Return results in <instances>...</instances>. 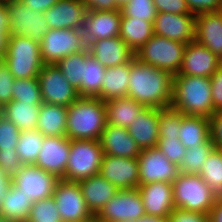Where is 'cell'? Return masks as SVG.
I'll return each mask as SVG.
<instances>
[{
	"mask_svg": "<svg viewBox=\"0 0 222 222\" xmlns=\"http://www.w3.org/2000/svg\"><path fill=\"white\" fill-rule=\"evenodd\" d=\"M105 72L106 68L90 53L84 61L83 77L77 89L79 97L100 98Z\"/></svg>",
	"mask_w": 222,
	"mask_h": 222,
	"instance_id": "cell-34",
	"label": "cell"
},
{
	"mask_svg": "<svg viewBox=\"0 0 222 222\" xmlns=\"http://www.w3.org/2000/svg\"><path fill=\"white\" fill-rule=\"evenodd\" d=\"M16 151L17 150H0V171L10 179L24 165Z\"/></svg>",
	"mask_w": 222,
	"mask_h": 222,
	"instance_id": "cell-46",
	"label": "cell"
},
{
	"mask_svg": "<svg viewBox=\"0 0 222 222\" xmlns=\"http://www.w3.org/2000/svg\"><path fill=\"white\" fill-rule=\"evenodd\" d=\"M87 8L81 0H58L44 12L49 29H83Z\"/></svg>",
	"mask_w": 222,
	"mask_h": 222,
	"instance_id": "cell-21",
	"label": "cell"
},
{
	"mask_svg": "<svg viewBox=\"0 0 222 222\" xmlns=\"http://www.w3.org/2000/svg\"><path fill=\"white\" fill-rule=\"evenodd\" d=\"M158 124L159 109L145 108L128 127V133L141 150L156 147L159 140Z\"/></svg>",
	"mask_w": 222,
	"mask_h": 222,
	"instance_id": "cell-25",
	"label": "cell"
},
{
	"mask_svg": "<svg viewBox=\"0 0 222 222\" xmlns=\"http://www.w3.org/2000/svg\"><path fill=\"white\" fill-rule=\"evenodd\" d=\"M86 48L82 29H49L40 41L41 59L44 64H56L64 57Z\"/></svg>",
	"mask_w": 222,
	"mask_h": 222,
	"instance_id": "cell-8",
	"label": "cell"
},
{
	"mask_svg": "<svg viewBox=\"0 0 222 222\" xmlns=\"http://www.w3.org/2000/svg\"><path fill=\"white\" fill-rule=\"evenodd\" d=\"M59 178L34 164L23 165L11 178V184L33 202L53 196Z\"/></svg>",
	"mask_w": 222,
	"mask_h": 222,
	"instance_id": "cell-13",
	"label": "cell"
},
{
	"mask_svg": "<svg viewBox=\"0 0 222 222\" xmlns=\"http://www.w3.org/2000/svg\"><path fill=\"white\" fill-rule=\"evenodd\" d=\"M11 179L5 175H3L0 171V202L3 200L4 195L10 186Z\"/></svg>",
	"mask_w": 222,
	"mask_h": 222,
	"instance_id": "cell-56",
	"label": "cell"
},
{
	"mask_svg": "<svg viewBox=\"0 0 222 222\" xmlns=\"http://www.w3.org/2000/svg\"><path fill=\"white\" fill-rule=\"evenodd\" d=\"M138 191L144 204L146 216L168 219L175 209L172 183L160 181L139 184Z\"/></svg>",
	"mask_w": 222,
	"mask_h": 222,
	"instance_id": "cell-20",
	"label": "cell"
},
{
	"mask_svg": "<svg viewBox=\"0 0 222 222\" xmlns=\"http://www.w3.org/2000/svg\"><path fill=\"white\" fill-rule=\"evenodd\" d=\"M0 31L9 32L6 1H0Z\"/></svg>",
	"mask_w": 222,
	"mask_h": 222,
	"instance_id": "cell-55",
	"label": "cell"
},
{
	"mask_svg": "<svg viewBox=\"0 0 222 222\" xmlns=\"http://www.w3.org/2000/svg\"><path fill=\"white\" fill-rule=\"evenodd\" d=\"M121 17V9L87 11L82 29L87 47L93 41L119 36Z\"/></svg>",
	"mask_w": 222,
	"mask_h": 222,
	"instance_id": "cell-19",
	"label": "cell"
},
{
	"mask_svg": "<svg viewBox=\"0 0 222 222\" xmlns=\"http://www.w3.org/2000/svg\"><path fill=\"white\" fill-rule=\"evenodd\" d=\"M209 120L211 141L215 148L222 149V111L215 112Z\"/></svg>",
	"mask_w": 222,
	"mask_h": 222,
	"instance_id": "cell-51",
	"label": "cell"
},
{
	"mask_svg": "<svg viewBox=\"0 0 222 222\" xmlns=\"http://www.w3.org/2000/svg\"><path fill=\"white\" fill-rule=\"evenodd\" d=\"M214 149L215 147L211 138H209L204 144L187 149L182 162L179 165V173L191 175L199 174L203 163Z\"/></svg>",
	"mask_w": 222,
	"mask_h": 222,
	"instance_id": "cell-37",
	"label": "cell"
},
{
	"mask_svg": "<svg viewBox=\"0 0 222 222\" xmlns=\"http://www.w3.org/2000/svg\"><path fill=\"white\" fill-rule=\"evenodd\" d=\"M89 54L90 51L87 47L85 50L66 56L56 63L64 77L76 90L80 87L84 72V61Z\"/></svg>",
	"mask_w": 222,
	"mask_h": 222,
	"instance_id": "cell-38",
	"label": "cell"
},
{
	"mask_svg": "<svg viewBox=\"0 0 222 222\" xmlns=\"http://www.w3.org/2000/svg\"><path fill=\"white\" fill-rule=\"evenodd\" d=\"M87 11H114L121 9L116 0H81Z\"/></svg>",
	"mask_w": 222,
	"mask_h": 222,
	"instance_id": "cell-52",
	"label": "cell"
},
{
	"mask_svg": "<svg viewBox=\"0 0 222 222\" xmlns=\"http://www.w3.org/2000/svg\"><path fill=\"white\" fill-rule=\"evenodd\" d=\"M40 105L11 100L2 106V115L20 131L36 129Z\"/></svg>",
	"mask_w": 222,
	"mask_h": 222,
	"instance_id": "cell-32",
	"label": "cell"
},
{
	"mask_svg": "<svg viewBox=\"0 0 222 222\" xmlns=\"http://www.w3.org/2000/svg\"><path fill=\"white\" fill-rule=\"evenodd\" d=\"M37 78L44 103L68 107L79 98L56 64H44Z\"/></svg>",
	"mask_w": 222,
	"mask_h": 222,
	"instance_id": "cell-12",
	"label": "cell"
},
{
	"mask_svg": "<svg viewBox=\"0 0 222 222\" xmlns=\"http://www.w3.org/2000/svg\"><path fill=\"white\" fill-rule=\"evenodd\" d=\"M167 222H209V216L175 208L168 216Z\"/></svg>",
	"mask_w": 222,
	"mask_h": 222,
	"instance_id": "cell-49",
	"label": "cell"
},
{
	"mask_svg": "<svg viewBox=\"0 0 222 222\" xmlns=\"http://www.w3.org/2000/svg\"><path fill=\"white\" fill-rule=\"evenodd\" d=\"M20 1L23 2L26 6H28L29 9L42 13L47 11L49 8H51L58 2V0H20Z\"/></svg>",
	"mask_w": 222,
	"mask_h": 222,
	"instance_id": "cell-53",
	"label": "cell"
},
{
	"mask_svg": "<svg viewBox=\"0 0 222 222\" xmlns=\"http://www.w3.org/2000/svg\"><path fill=\"white\" fill-rule=\"evenodd\" d=\"M130 62L106 68L100 99L104 102L128 96Z\"/></svg>",
	"mask_w": 222,
	"mask_h": 222,
	"instance_id": "cell-29",
	"label": "cell"
},
{
	"mask_svg": "<svg viewBox=\"0 0 222 222\" xmlns=\"http://www.w3.org/2000/svg\"><path fill=\"white\" fill-rule=\"evenodd\" d=\"M144 216L142 198L138 188H134L118 190L95 217L102 222H134Z\"/></svg>",
	"mask_w": 222,
	"mask_h": 222,
	"instance_id": "cell-11",
	"label": "cell"
},
{
	"mask_svg": "<svg viewBox=\"0 0 222 222\" xmlns=\"http://www.w3.org/2000/svg\"><path fill=\"white\" fill-rule=\"evenodd\" d=\"M43 140L44 135L36 129L21 131L16 152L24 165L35 164L41 151Z\"/></svg>",
	"mask_w": 222,
	"mask_h": 222,
	"instance_id": "cell-35",
	"label": "cell"
},
{
	"mask_svg": "<svg viewBox=\"0 0 222 222\" xmlns=\"http://www.w3.org/2000/svg\"><path fill=\"white\" fill-rule=\"evenodd\" d=\"M189 10L195 16L222 10V0H185Z\"/></svg>",
	"mask_w": 222,
	"mask_h": 222,
	"instance_id": "cell-47",
	"label": "cell"
},
{
	"mask_svg": "<svg viewBox=\"0 0 222 222\" xmlns=\"http://www.w3.org/2000/svg\"><path fill=\"white\" fill-rule=\"evenodd\" d=\"M170 107L184 115L210 118L215 113L210 77L174 75Z\"/></svg>",
	"mask_w": 222,
	"mask_h": 222,
	"instance_id": "cell-2",
	"label": "cell"
},
{
	"mask_svg": "<svg viewBox=\"0 0 222 222\" xmlns=\"http://www.w3.org/2000/svg\"><path fill=\"white\" fill-rule=\"evenodd\" d=\"M105 106L107 124L126 129L146 108L129 96L108 100L105 102Z\"/></svg>",
	"mask_w": 222,
	"mask_h": 222,
	"instance_id": "cell-27",
	"label": "cell"
},
{
	"mask_svg": "<svg viewBox=\"0 0 222 222\" xmlns=\"http://www.w3.org/2000/svg\"><path fill=\"white\" fill-rule=\"evenodd\" d=\"M196 16L157 12L153 22V34L188 44L195 40Z\"/></svg>",
	"mask_w": 222,
	"mask_h": 222,
	"instance_id": "cell-15",
	"label": "cell"
},
{
	"mask_svg": "<svg viewBox=\"0 0 222 222\" xmlns=\"http://www.w3.org/2000/svg\"><path fill=\"white\" fill-rule=\"evenodd\" d=\"M12 100L42 104L43 101L38 78L15 79L12 88Z\"/></svg>",
	"mask_w": 222,
	"mask_h": 222,
	"instance_id": "cell-39",
	"label": "cell"
},
{
	"mask_svg": "<svg viewBox=\"0 0 222 222\" xmlns=\"http://www.w3.org/2000/svg\"><path fill=\"white\" fill-rule=\"evenodd\" d=\"M157 12L189 14L191 13L185 0H153Z\"/></svg>",
	"mask_w": 222,
	"mask_h": 222,
	"instance_id": "cell-48",
	"label": "cell"
},
{
	"mask_svg": "<svg viewBox=\"0 0 222 222\" xmlns=\"http://www.w3.org/2000/svg\"><path fill=\"white\" fill-rule=\"evenodd\" d=\"M137 159L139 184L172 183L179 175V166L169 161L157 147L143 149Z\"/></svg>",
	"mask_w": 222,
	"mask_h": 222,
	"instance_id": "cell-14",
	"label": "cell"
},
{
	"mask_svg": "<svg viewBox=\"0 0 222 222\" xmlns=\"http://www.w3.org/2000/svg\"><path fill=\"white\" fill-rule=\"evenodd\" d=\"M99 141L104 155L138 158L142 151L128 129L109 124H106Z\"/></svg>",
	"mask_w": 222,
	"mask_h": 222,
	"instance_id": "cell-23",
	"label": "cell"
},
{
	"mask_svg": "<svg viewBox=\"0 0 222 222\" xmlns=\"http://www.w3.org/2000/svg\"><path fill=\"white\" fill-rule=\"evenodd\" d=\"M53 198L62 222H90L95 217L88 209L78 182L59 179Z\"/></svg>",
	"mask_w": 222,
	"mask_h": 222,
	"instance_id": "cell-9",
	"label": "cell"
},
{
	"mask_svg": "<svg viewBox=\"0 0 222 222\" xmlns=\"http://www.w3.org/2000/svg\"><path fill=\"white\" fill-rule=\"evenodd\" d=\"M153 35L152 22L130 16L121 17L119 37L134 53Z\"/></svg>",
	"mask_w": 222,
	"mask_h": 222,
	"instance_id": "cell-30",
	"label": "cell"
},
{
	"mask_svg": "<svg viewBox=\"0 0 222 222\" xmlns=\"http://www.w3.org/2000/svg\"><path fill=\"white\" fill-rule=\"evenodd\" d=\"M128 1L130 0H116L118 6L121 8L122 6H124Z\"/></svg>",
	"mask_w": 222,
	"mask_h": 222,
	"instance_id": "cell-59",
	"label": "cell"
},
{
	"mask_svg": "<svg viewBox=\"0 0 222 222\" xmlns=\"http://www.w3.org/2000/svg\"><path fill=\"white\" fill-rule=\"evenodd\" d=\"M105 102L79 97L67 107L66 137L70 140H100L107 124Z\"/></svg>",
	"mask_w": 222,
	"mask_h": 222,
	"instance_id": "cell-3",
	"label": "cell"
},
{
	"mask_svg": "<svg viewBox=\"0 0 222 222\" xmlns=\"http://www.w3.org/2000/svg\"><path fill=\"white\" fill-rule=\"evenodd\" d=\"M99 174L119 190L139 187L137 158L103 155Z\"/></svg>",
	"mask_w": 222,
	"mask_h": 222,
	"instance_id": "cell-16",
	"label": "cell"
},
{
	"mask_svg": "<svg viewBox=\"0 0 222 222\" xmlns=\"http://www.w3.org/2000/svg\"><path fill=\"white\" fill-rule=\"evenodd\" d=\"M122 16L154 22L157 10L153 0H130L121 7Z\"/></svg>",
	"mask_w": 222,
	"mask_h": 222,
	"instance_id": "cell-42",
	"label": "cell"
},
{
	"mask_svg": "<svg viewBox=\"0 0 222 222\" xmlns=\"http://www.w3.org/2000/svg\"><path fill=\"white\" fill-rule=\"evenodd\" d=\"M66 125L67 107L44 102L40 105L36 130L44 136L66 137Z\"/></svg>",
	"mask_w": 222,
	"mask_h": 222,
	"instance_id": "cell-28",
	"label": "cell"
},
{
	"mask_svg": "<svg viewBox=\"0 0 222 222\" xmlns=\"http://www.w3.org/2000/svg\"><path fill=\"white\" fill-rule=\"evenodd\" d=\"M182 113L175 109H159V138H179Z\"/></svg>",
	"mask_w": 222,
	"mask_h": 222,
	"instance_id": "cell-41",
	"label": "cell"
},
{
	"mask_svg": "<svg viewBox=\"0 0 222 222\" xmlns=\"http://www.w3.org/2000/svg\"><path fill=\"white\" fill-rule=\"evenodd\" d=\"M90 222H102V221H100L96 217H94Z\"/></svg>",
	"mask_w": 222,
	"mask_h": 222,
	"instance_id": "cell-61",
	"label": "cell"
},
{
	"mask_svg": "<svg viewBox=\"0 0 222 222\" xmlns=\"http://www.w3.org/2000/svg\"><path fill=\"white\" fill-rule=\"evenodd\" d=\"M186 45L153 35L135 52V57L142 63L167 70L175 75L181 69Z\"/></svg>",
	"mask_w": 222,
	"mask_h": 222,
	"instance_id": "cell-6",
	"label": "cell"
},
{
	"mask_svg": "<svg viewBox=\"0 0 222 222\" xmlns=\"http://www.w3.org/2000/svg\"><path fill=\"white\" fill-rule=\"evenodd\" d=\"M70 145L71 140L68 137L44 136L41 151L34 165L62 179L65 176Z\"/></svg>",
	"mask_w": 222,
	"mask_h": 222,
	"instance_id": "cell-17",
	"label": "cell"
},
{
	"mask_svg": "<svg viewBox=\"0 0 222 222\" xmlns=\"http://www.w3.org/2000/svg\"><path fill=\"white\" fill-rule=\"evenodd\" d=\"M9 35V32L0 31V59H3L4 54L6 53Z\"/></svg>",
	"mask_w": 222,
	"mask_h": 222,
	"instance_id": "cell-57",
	"label": "cell"
},
{
	"mask_svg": "<svg viewBox=\"0 0 222 222\" xmlns=\"http://www.w3.org/2000/svg\"><path fill=\"white\" fill-rule=\"evenodd\" d=\"M21 131L0 115V150H16Z\"/></svg>",
	"mask_w": 222,
	"mask_h": 222,
	"instance_id": "cell-44",
	"label": "cell"
},
{
	"mask_svg": "<svg viewBox=\"0 0 222 222\" xmlns=\"http://www.w3.org/2000/svg\"><path fill=\"white\" fill-rule=\"evenodd\" d=\"M179 140L186 149L204 144L210 138V120L204 116L182 114Z\"/></svg>",
	"mask_w": 222,
	"mask_h": 222,
	"instance_id": "cell-31",
	"label": "cell"
},
{
	"mask_svg": "<svg viewBox=\"0 0 222 222\" xmlns=\"http://www.w3.org/2000/svg\"><path fill=\"white\" fill-rule=\"evenodd\" d=\"M136 222H167V219L157 216H144Z\"/></svg>",
	"mask_w": 222,
	"mask_h": 222,
	"instance_id": "cell-58",
	"label": "cell"
},
{
	"mask_svg": "<svg viewBox=\"0 0 222 222\" xmlns=\"http://www.w3.org/2000/svg\"><path fill=\"white\" fill-rule=\"evenodd\" d=\"M199 175L218 197H222V149L215 148L210 153Z\"/></svg>",
	"mask_w": 222,
	"mask_h": 222,
	"instance_id": "cell-36",
	"label": "cell"
},
{
	"mask_svg": "<svg viewBox=\"0 0 222 222\" xmlns=\"http://www.w3.org/2000/svg\"><path fill=\"white\" fill-rule=\"evenodd\" d=\"M174 75L139 61L130 62L128 96L146 108H169Z\"/></svg>",
	"mask_w": 222,
	"mask_h": 222,
	"instance_id": "cell-1",
	"label": "cell"
},
{
	"mask_svg": "<svg viewBox=\"0 0 222 222\" xmlns=\"http://www.w3.org/2000/svg\"><path fill=\"white\" fill-rule=\"evenodd\" d=\"M33 201L11 183L0 202V215L16 222H27Z\"/></svg>",
	"mask_w": 222,
	"mask_h": 222,
	"instance_id": "cell-33",
	"label": "cell"
},
{
	"mask_svg": "<svg viewBox=\"0 0 222 222\" xmlns=\"http://www.w3.org/2000/svg\"><path fill=\"white\" fill-rule=\"evenodd\" d=\"M0 115H2V105L0 104Z\"/></svg>",
	"mask_w": 222,
	"mask_h": 222,
	"instance_id": "cell-62",
	"label": "cell"
},
{
	"mask_svg": "<svg viewBox=\"0 0 222 222\" xmlns=\"http://www.w3.org/2000/svg\"><path fill=\"white\" fill-rule=\"evenodd\" d=\"M9 34L40 42L49 30L44 13L29 9L20 0H6Z\"/></svg>",
	"mask_w": 222,
	"mask_h": 222,
	"instance_id": "cell-10",
	"label": "cell"
},
{
	"mask_svg": "<svg viewBox=\"0 0 222 222\" xmlns=\"http://www.w3.org/2000/svg\"><path fill=\"white\" fill-rule=\"evenodd\" d=\"M209 222H222V197H218L209 214Z\"/></svg>",
	"mask_w": 222,
	"mask_h": 222,
	"instance_id": "cell-54",
	"label": "cell"
},
{
	"mask_svg": "<svg viewBox=\"0 0 222 222\" xmlns=\"http://www.w3.org/2000/svg\"><path fill=\"white\" fill-rule=\"evenodd\" d=\"M0 222H16V221L8 219V218L0 215Z\"/></svg>",
	"mask_w": 222,
	"mask_h": 222,
	"instance_id": "cell-60",
	"label": "cell"
},
{
	"mask_svg": "<svg viewBox=\"0 0 222 222\" xmlns=\"http://www.w3.org/2000/svg\"><path fill=\"white\" fill-rule=\"evenodd\" d=\"M211 91L215 112L222 111V65L213 73Z\"/></svg>",
	"mask_w": 222,
	"mask_h": 222,
	"instance_id": "cell-50",
	"label": "cell"
},
{
	"mask_svg": "<svg viewBox=\"0 0 222 222\" xmlns=\"http://www.w3.org/2000/svg\"><path fill=\"white\" fill-rule=\"evenodd\" d=\"M15 78L7 63L0 59V104L3 106L12 100V88Z\"/></svg>",
	"mask_w": 222,
	"mask_h": 222,
	"instance_id": "cell-45",
	"label": "cell"
},
{
	"mask_svg": "<svg viewBox=\"0 0 222 222\" xmlns=\"http://www.w3.org/2000/svg\"><path fill=\"white\" fill-rule=\"evenodd\" d=\"M27 222H62L53 196L33 202Z\"/></svg>",
	"mask_w": 222,
	"mask_h": 222,
	"instance_id": "cell-40",
	"label": "cell"
},
{
	"mask_svg": "<svg viewBox=\"0 0 222 222\" xmlns=\"http://www.w3.org/2000/svg\"><path fill=\"white\" fill-rule=\"evenodd\" d=\"M88 209L96 216L103 206L111 200L119 190L100 174L78 182Z\"/></svg>",
	"mask_w": 222,
	"mask_h": 222,
	"instance_id": "cell-26",
	"label": "cell"
},
{
	"mask_svg": "<svg viewBox=\"0 0 222 222\" xmlns=\"http://www.w3.org/2000/svg\"><path fill=\"white\" fill-rule=\"evenodd\" d=\"M222 59L195 40L186 45L181 69L175 75L211 77Z\"/></svg>",
	"mask_w": 222,
	"mask_h": 222,
	"instance_id": "cell-18",
	"label": "cell"
},
{
	"mask_svg": "<svg viewBox=\"0 0 222 222\" xmlns=\"http://www.w3.org/2000/svg\"><path fill=\"white\" fill-rule=\"evenodd\" d=\"M103 155L98 140H71L69 159L62 179L79 182L99 174Z\"/></svg>",
	"mask_w": 222,
	"mask_h": 222,
	"instance_id": "cell-7",
	"label": "cell"
},
{
	"mask_svg": "<svg viewBox=\"0 0 222 222\" xmlns=\"http://www.w3.org/2000/svg\"><path fill=\"white\" fill-rule=\"evenodd\" d=\"M175 208L209 214L218 196L199 174H181L172 182Z\"/></svg>",
	"mask_w": 222,
	"mask_h": 222,
	"instance_id": "cell-4",
	"label": "cell"
},
{
	"mask_svg": "<svg viewBox=\"0 0 222 222\" xmlns=\"http://www.w3.org/2000/svg\"><path fill=\"white\" fill-rule=\"evenodd\" d=\"M3 60L15 79L37 78L44 65L40 42L26 36L9 35Z\"/></svg>",
	"mask_w": 222,
	"mask_h": 222,
	"instance_id": "cell-5",
	"label": "cell"
},
{
	"mask_svg": "<svg viewBox=\"0 0 222 222\" xmlns=\"http://www.w3.org/2000/svg\"><path fill=\"white\" fill-rule=\"evenodd\" d=\"M195 41L222 59V10L196 16Z\"/></svg>",
	"mask_w": 222,
	"mask_h": 222,
	"instance_id": "cell-24",
	"label": "cell"
},
{
	"mask_svg": "<svg viewBox=\"0 0 222 222\" xmlns=\"http://www.w3.org/2000/svg\"><path fill=\"white\" fill-rule=\"evenodd\" d=\"M88 49L105 68L129 63L135 58V53L119 36L93 41Z\"/></svg>",
	"mask_w": 222,
	"mask_h": 222,
	"instance_id": "cell-22",
	"label": "cell"
},
{
	"mask_svg": "<svg viewBox=\"0 0 222 222\" xmlns=\"http://www.w3.org/2000/svg\"><path fill=\"white\" fill-rule=\"evenodd\" d=\"M156 147L177 166L182 162L187 150L179 138H159Z\"/></svg>",
	"mask_w": 222,
	"mask_h": 222,
	"instance_id": "cell-43",
	"label": "cell"
}]
</instances>
